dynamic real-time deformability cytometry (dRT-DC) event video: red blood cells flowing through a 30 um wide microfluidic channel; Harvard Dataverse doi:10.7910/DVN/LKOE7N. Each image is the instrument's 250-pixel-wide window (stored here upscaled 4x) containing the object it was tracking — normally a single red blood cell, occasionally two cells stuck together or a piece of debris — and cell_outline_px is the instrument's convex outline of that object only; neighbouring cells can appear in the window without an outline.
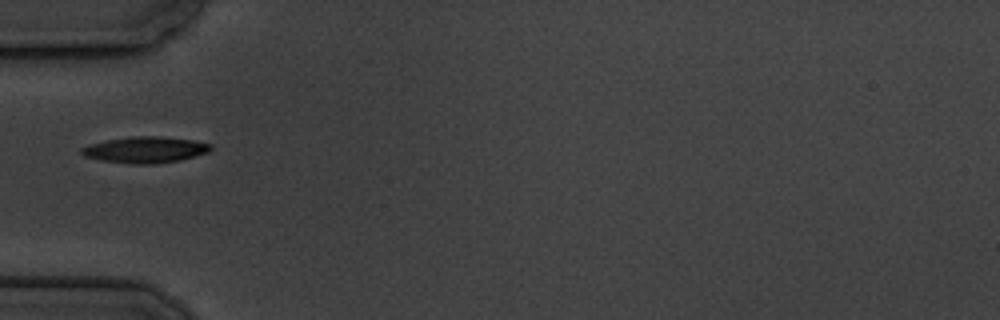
{"species": "common noctule bat (a hibernating species)", "species_latin": "Nyctalus noctula", "temperature_condition": "cold", "stored_images_in_passage": 5, "camera_frame_rate_fps": 3000, "um_per_image_px": 0.085, "animal": {"sex": "male", "body_mass_g": 19.5, "forearm_length_mm": 54.6}, "frame": {"image": 1, "passage_image": 1, "time_ms": 0.0, "image_size_px": [1000, 320], "cell_outline_px": [[212, 148], [208, 152], [196, 156], [180, 160], [156, 164], [132, 164], [104, 160], [84, 156], [80, 152], [80, 148], [88, 144], [108, 140], [132, 136], [160, 136], [192, 140], [212, 144]], "centroid_in_image_um": [12.36, 12.73], "position_along_channel_um": 72.6, "area_um2": 19.71}}
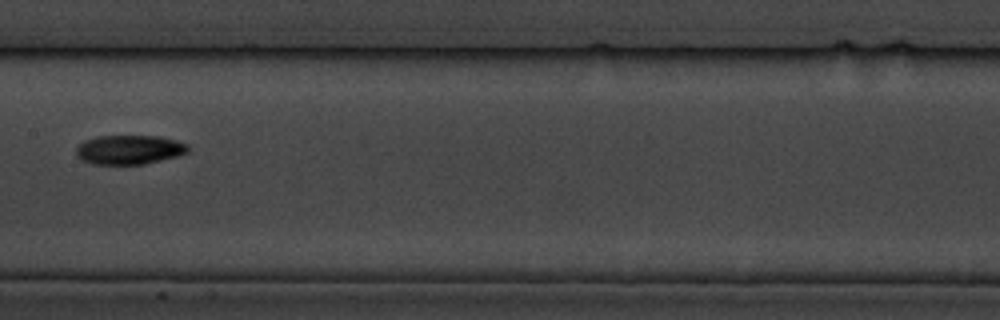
{"frame": {"image": 2, "passage_image": 4, "time_ms": 3.667, "image_size_px": [1000, 320], "cell_outline_px": [[188, 152], [176, 156], [144, 164], [92, 164], [80, 160], [76, 156], [76, 148], [84, 140], [96, 136], [160, 136], [176, 140], [188, 144]], "centroid_in_image_um": [10.95, 12.72], "position_along_channel_um": 196.4, "area_um2": 19.13}}
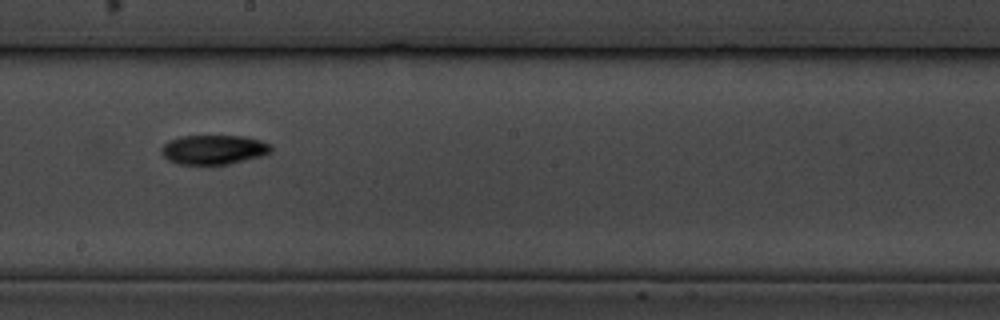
{"frame": {"image": 3, "passage_image": 5, "time_ms": 4.667, "image_size_px": [1000, 320], "cell_outline_px": [[272, 152], [260, 156], [228, 164], [176, 164], [168, 160], [160, 152], [160, 148], [168, 140], [180, 136], [244, 136], [260, 140], [272, 144]], "centroid_in_image_um": [18.14, 12.71], "position_along_channel_um": 230.1, "area_um2": 18.9}}